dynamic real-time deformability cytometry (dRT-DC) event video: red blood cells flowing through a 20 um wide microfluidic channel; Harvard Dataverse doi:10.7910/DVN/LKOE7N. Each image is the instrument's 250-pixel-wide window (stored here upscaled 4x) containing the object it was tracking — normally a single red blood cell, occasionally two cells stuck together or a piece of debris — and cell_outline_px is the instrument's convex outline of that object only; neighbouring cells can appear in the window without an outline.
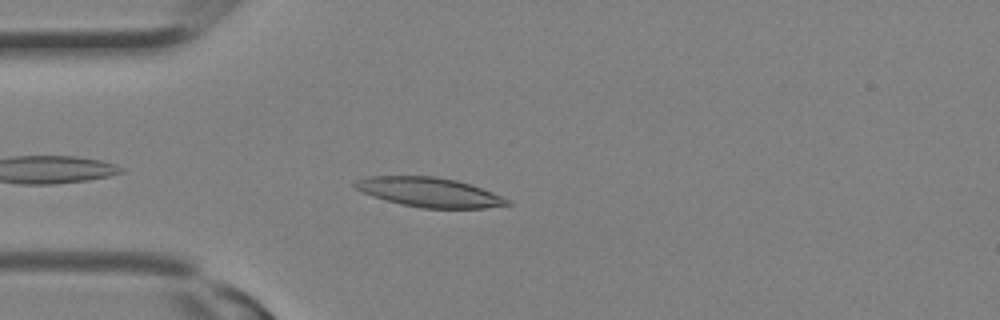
{"species": "Egyptian fruit bat (a non-hibernating species)", "species_latin": "Rousettus aegyptiacus", "temperature_condition": "room temperature", "stored_images_in_passage": 23, "camera_frame_rate_fps": 3000, "um_per_image_px": 0.085, "animal": {"sex": "female"}, "frame": {"image": 1, "passage_image": 2, "time_ms": 0.333, "image_size_px": [1000, 320], "cell_outline_px": [[512, 204], [484, 208], [420, 208], [400, 204], [372, 196], [356, 188], [352, 184], [356, 180], [368, 176], [432, 176], [456, 180], [472, 184], [512, 200]], "centroid_in_image_um": [36.52, 16.34], "position_along_channel_um": 48.5, "area_um2": 26.18}}
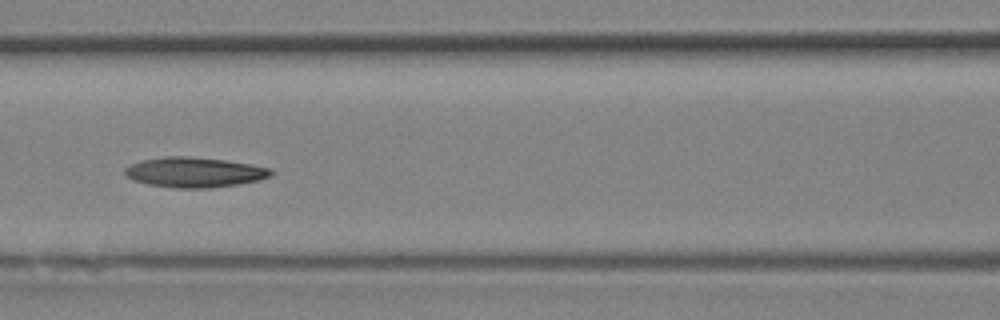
{"frame": {"image": 2, "passage_image": 7, "time_ms": 2.0, "image_size_px": [1000, 320], "cell_outline_px": [[276, 172], [272, 176], [240, 184], [212, 188], [176, 188], [148, 184], [136, 180], [128, 176], [124, 172], [124, 168], [132, 164], [144, 160], [164, 156], [188, 156], [224, 160], [252, 164], [272, 168]], "centroid_in_image_um": [16.6, 14.64], "position_along_channel_um": 150.0, "area_um2": 25.61}}
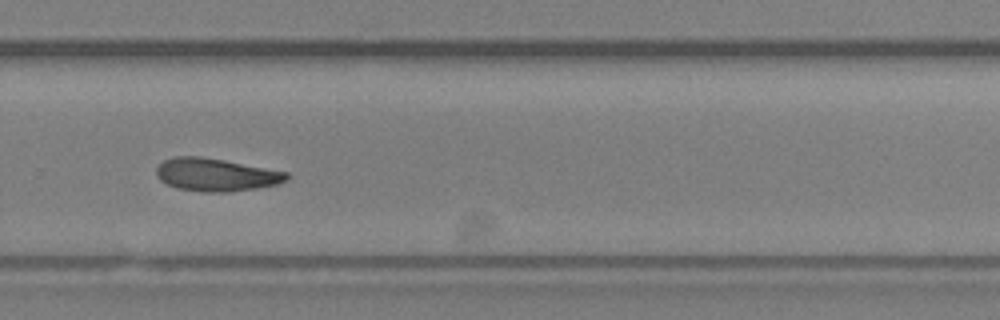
{"frame": {"image": 3, "passage_image": 14, "time_ms": 4.333, "image_size_px": [1000, 320], "cell_outline_px": [[288, 180], [276, 184], [256, 188], [228, 192], [200, 192], [176, 188], [160, 180], [156, 176], [156, 168], [164, 160], [176, 156], [200, 156], [224, 160], [288, 172]], "centroid_in_image_um": [18.33, 14.85], "position_along_channel_um": 311.5, "area_um2": 24.91}}